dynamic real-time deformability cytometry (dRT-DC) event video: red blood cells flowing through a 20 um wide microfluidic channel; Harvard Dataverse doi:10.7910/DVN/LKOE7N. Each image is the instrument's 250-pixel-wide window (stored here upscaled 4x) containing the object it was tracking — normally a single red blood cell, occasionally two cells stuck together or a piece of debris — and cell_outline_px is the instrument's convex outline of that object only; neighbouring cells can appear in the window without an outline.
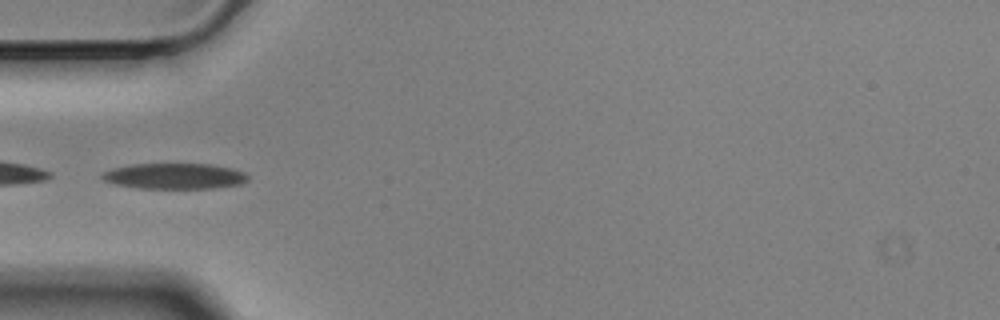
{"species": "Egyptian fruit bat (a non-hibernating species)", "species_latin": "Rousettus aegyptiacus", "temperature_condition": "cold", "stored_images_in_passage": 37, "camera_frame_rate_fps": 3000, "um_per_image_px": 0.085, "animal": {"sex": "male"}, "frame": {"image": 1, "passage_image": 1, "time_ms": 0.0, "image_size_px": [1000, 320], "cell_outline_px": [[248, 180], [240, 184], [212, 188], [136, 188], [116, 184], [104, 180], [100, 176], [100, 172], [112, 168], [132, 164], [212, 164], [232, 168], [244, 172], [248, 176]], "centroid_in_image_um": [14.81, 14.96], "position_along_channel_um": 70.2, "area_um2": 21.91}}
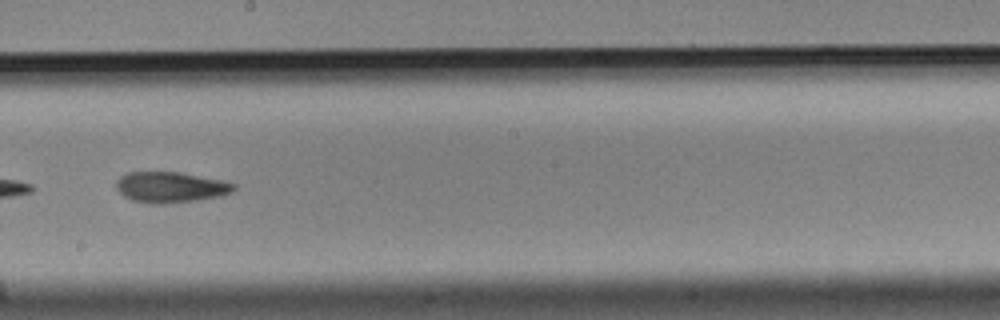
{"frame": {"image": 2, "passage_image": 15, "time_ms": 4.667, "image_size_px": [1000, 320], "cell_outline_px": [[236, 188], [232, 192], [220, 196], [196, 200], [164, 204], [152, 204], [132, 200], [124, 196], [116, 188], [116, 180], [120, 176], [128, 172], [180, 172], [220, 180], [236, 184]], "centroid_in_image_um": [14.48, 15.91], "position_along_channel_um": 233.7, "area_um2": 21.04}}
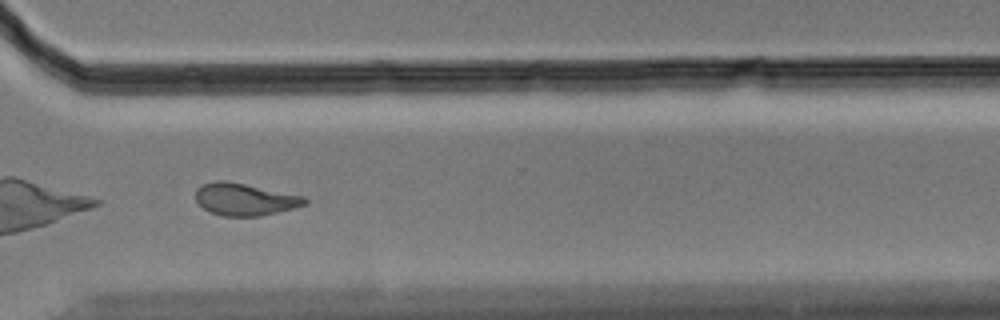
{"frame": {"image": 3, "passage_image": 25, "time_ms": 8.0, "image_size_px": [1000, 320], "cell_outline_px": [[308, 204], [296, 208], [260, 216], [224, 216], [212, 212], [204, 208], [196, 200], [196, 188], [204, 184], [216, 180], [228, 180], [304, 196], [308, 200]], "centroid_in_image_um": [20.85, 16.93], "position_along_channel_um": 349.8, "area_um2": 20.58}, "authors_computed_cell_mechanics": {"area_um2": 21.0392, "velocity_mm_per_s": 3.4932, "shape_relaxation_time_tau1_ms": 4.6188, "shape_relaxation_time_tau2_ms": 4.387, "deformation_change_tau1": 0.1663, "deformation_change_tau2": 0.1254}}